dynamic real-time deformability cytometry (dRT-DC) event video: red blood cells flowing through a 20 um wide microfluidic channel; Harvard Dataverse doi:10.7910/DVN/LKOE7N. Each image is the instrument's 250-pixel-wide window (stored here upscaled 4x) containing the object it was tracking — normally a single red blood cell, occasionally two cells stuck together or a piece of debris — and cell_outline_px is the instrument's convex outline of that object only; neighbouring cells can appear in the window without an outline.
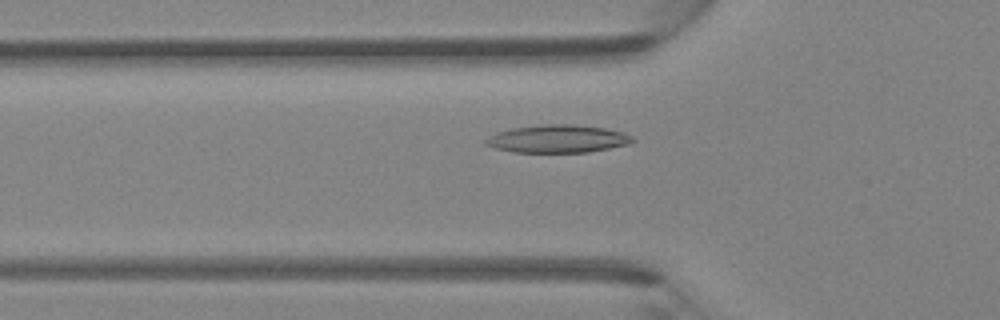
{"species": "Egyptian fruit bat (a non-hibernating species)", "species_latin": "Rousettus aegyptiacus", "temperature_condition": "room temperature", "stored_images_in_passage": 47, "camera_frame_rate_fps": 3000, "um_per_image_px": 0.085, "animal": {"sex": "female"}, "frame": {"image": 1, "passage_image": 16, "time_ms": 5.0, "image_size_px": [1000, 320], "cell_outline_px": [[636, 140], [628, 144], [588, 152], [512, 152], [496, 148], [484, 144], [484, 140], [488, 136], [496, 132], [512, 128], [548, 124], [572, 124], [604, 128], [620, 132], [632, 136]], "centroid_in_image_um": [47.36, 11.8], "position_along_channel_um": 78.4, "area_um2": 23.64}}
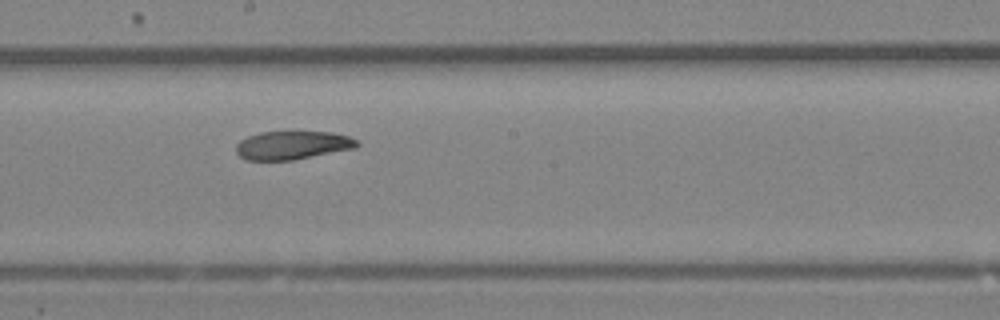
{"frame": {"image": 2, "passage_image": 26, "time_ms": 8.333, "image_size_px": [1000, 320], "cell_outline_px": [[360, 144], [356, 148], [292, 160], [244, 160], [236, 152], [236, 144], [240, 140], [248, 136], [260, 132], [332, 132], [348, 136], [356, 140]], "centroid_in_image_um": [24.84, 12.34], "position_along_channel_um": 223.4, "area_um2": 20.0}}
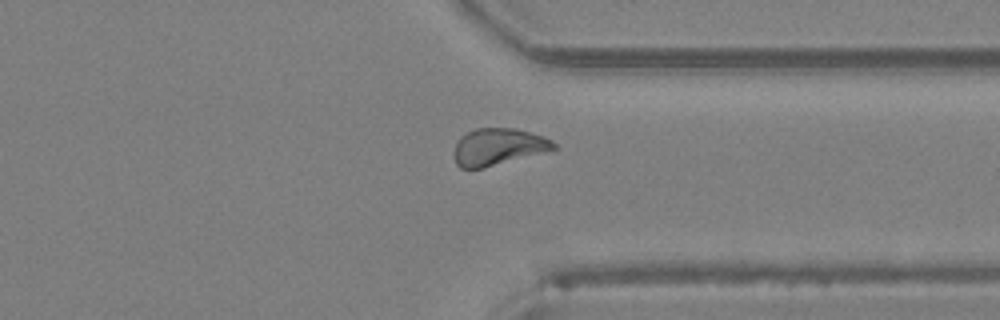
{"frame": {"image": 3, "passage_image": 36, "time_ms": 11.667, "image_size_px": [1000, 320], "cell_outline_px": [[556, 148], [484, 168], [460, 168], [456, 164], [456, 144], [460, 136], [476, 128], [516, 128], [544, 136], [552, 140], [556, 144]], "centroid_in_image_um": [42.35, 12.46], "position_along_channel_um": 369.1, "area_um2": 21.04}}